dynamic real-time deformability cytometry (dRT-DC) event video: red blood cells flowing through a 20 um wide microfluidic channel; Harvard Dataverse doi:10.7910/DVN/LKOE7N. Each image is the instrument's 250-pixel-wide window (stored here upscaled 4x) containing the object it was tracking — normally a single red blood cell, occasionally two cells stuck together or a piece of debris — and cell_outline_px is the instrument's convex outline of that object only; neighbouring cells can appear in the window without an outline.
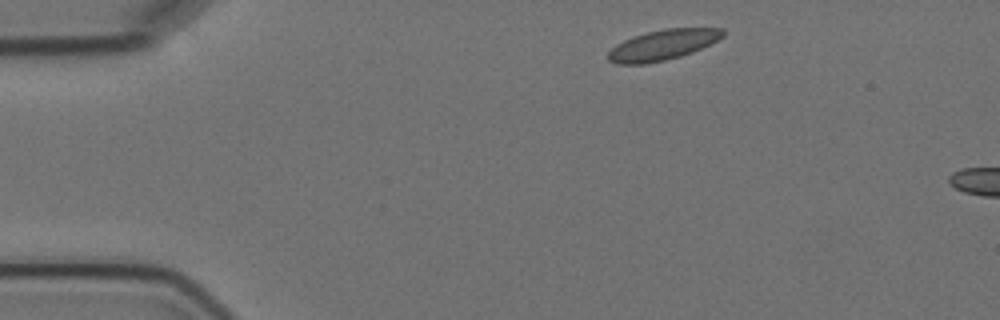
{"species": "Egyptian fruit bat (a non-hibernating species)", "species_latin": "Rousettus aegyptiacus", "temperature_condition": "cold", "stored_images_in_passage": 3, "camera_frame_rate_fps": 3000, "um_per_image_px": 0.085, "animal": {"sex": "female"}, "frame": {"image": 1, "passage_image": 1, "time_ms": 0.0, "image_size_px": [1000, 320], "cell_outline_px": [[724, 36], [692, 52], [680, 56], [664, 60], [644, 64], [616, 64], [608, 60], [608, 52], [616, 44], [632, 36], [664, 28], [724, 28]], "centroid_in_image_um": [56.3, 3.81], "position_along_channel_um": 28.7, "area_um2": 20.11}}